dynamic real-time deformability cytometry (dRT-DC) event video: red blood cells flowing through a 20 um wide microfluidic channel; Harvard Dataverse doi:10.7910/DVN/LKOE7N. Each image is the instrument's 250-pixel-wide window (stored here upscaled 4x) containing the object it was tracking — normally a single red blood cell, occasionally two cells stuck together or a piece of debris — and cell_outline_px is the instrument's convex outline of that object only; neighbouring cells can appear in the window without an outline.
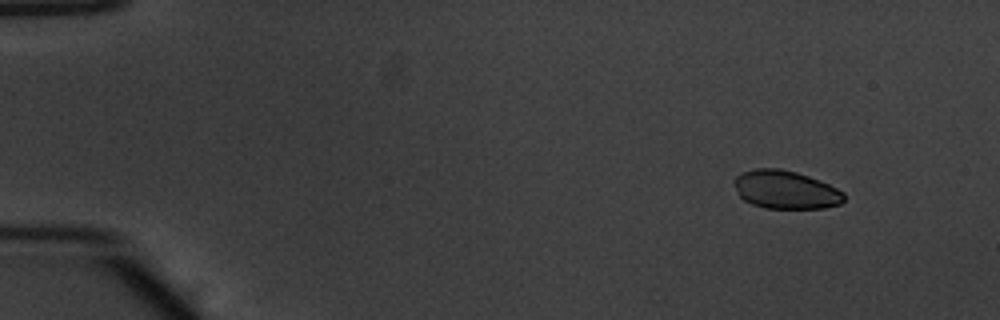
{"species": "common noctule bat (a hibernating species)", "species_latin": "Nyctalus noctula", "temperature_condition": "warm", "stored_images_in_passage": 16, "camera_frame_rate_fps": 3000, "um_per_image_px": 0.085, "animal": {"sex": "male", "body_mass_g": 20.1, "forearm_length_mm": 53.5}, "frame": {"image": 1, "passage_image": 1, "time_ms": 0.0, "image_size_px": [1000, 320], "cell_outline_px": [[844, 200], [840, 204], [824, 208], [764, 208], [752, 204], [744, 200], [740, 196], [732, 180], [740, 172], [756, 168], [780, 168], [796, 172], [808, 176], [828, 184], [844, 192]], "centroid_in_image_um": [66.75, 16.12], "position_along_channel_um": 18.3, "area_um2": 24.51}}